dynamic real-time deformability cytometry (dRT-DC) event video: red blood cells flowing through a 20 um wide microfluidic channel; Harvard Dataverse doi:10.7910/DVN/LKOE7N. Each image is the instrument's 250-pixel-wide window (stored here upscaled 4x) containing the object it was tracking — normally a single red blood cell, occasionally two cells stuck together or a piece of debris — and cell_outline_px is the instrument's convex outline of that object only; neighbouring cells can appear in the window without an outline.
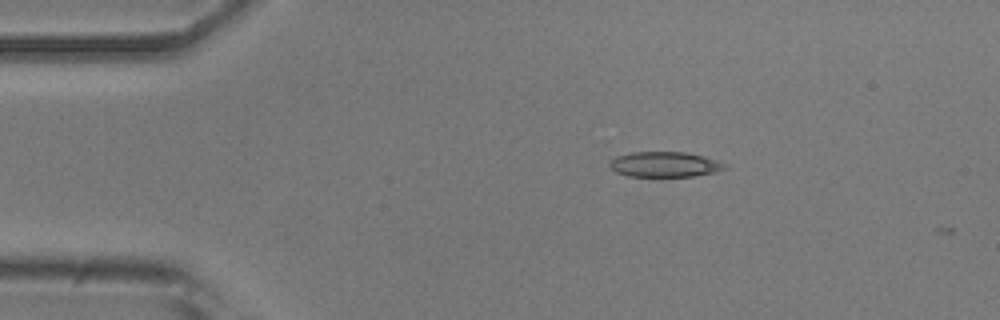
{"species": "common noctule bat (a hibernating species)", "species_latin": "Nyctalus noctula", "temperature_condition": "room temperature", "stored_images_in_passage": 2, "camera_frame_rate_fps": 3000, "um_per_image_px": 0.085, "animal": {"sex": "male", "body_mass_g": 20.5, "forearm_length_mm": 52.5}, "frame": {"image": 1, "passage_image": 1, "time_ms": 0.0, "image_size_px": [1000, 320], "cell_outline_px": [[728, 168], [716, 172], [696, 176], [628, 176], [616, 172], [608, 164], [616, 156], [632, 152], [684, 152], [704, 156], [728, 164]], "centroid_in_image_um": [56.55, 13.97], "position_along_channel_um": 28.5, "area_um2": 16.99}}